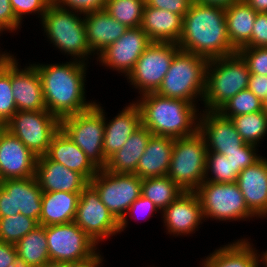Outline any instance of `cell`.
<instances>
[{
  "instance_id": "5",
  "label": "cell",
  "mask_w": 267,
  "mask_h": 267,
  "mask_svg": "<svg viewBox=\"0 0 267 267\" xmlns=\"http://www.w3.org/2000/svg\"><path fill=\"white\" fill-rule=\"evenodd\" d=\"M81 16L84 15L63 10L53 2L42 16L41 23L45 35L56 49L73 57L71 60L88 63V58L94 54L87 41L84 17Z\"/></svg>"
},
{
  "instance_id": "52",
  "label": "cell",
  "mask_w": 267,
  "mask_h": 267,
  "mask_svg": "<svg viewBox=\"0 0 267 267\" xmlns=\"http://www.w3.org/2000/svg\"><path fill=\"white\" fill-rule=\"evenodd\" d=\"M202 4L215 5L220 7H228L237 0H194Z\"/></svg>"
},
{
  "instance_id": "41",
  "label": "cell",
  "mask_w": 267,
  "mask_h": 267,
  "mask_svg": "<svg viewBox=\"0 0 267 267\" xmlns=\"http://www.w3.org/2000/svg\"><path fill=\"white\" fill-rule=\"evenodd\" d=\"M257 148L258 146L244 143L239 148V151L224 152V155L232 163L235 170L240 173L242 170L253 165L262 157L257 154Z\"/></svg>"
},
{
  "instance_id": "11",
  "label": "cell",
  "mask_w": 267,
  "mask_h": 267,
  "mask_svg": "<svg viewBox=\"0 0 267 267\" xmlns=\"http://www.w3.org/2000/svg\"><path fill=\"white\" fill-rule=\"evenodd\" d=\"M50 261L78 263L95 256V243L74 221L45 226Z\"/></svg>"
},
{
  "instance_id": "58",
  "label": "cell",
  "mask_w": 267,
  "mask_h": 267,
  "mask_svg": "<svg viewBox=\"0 0 267 267\" xmlns=\"http://www.w3.org/2000/svg\"><path fill=\"white\" fill-rule=\"evenodd\" d=\"M201 267H209L208 264L202 259Z\"/></svg>"
},
{
  "instance_id": "18",
  "label": "cell",
  "mask_w": 267,
  "mask_h": 267,
  "mask_svg": "<svg viewBox=\"0 0 267 267\" xmlns=\"http://www.w3.org/2000/svg\"><path fill=\"white\" fill-rule=\"evenodd\" d=\"M11 86L17 111L46 110L40 75L33 64L21 68L11 56Z\"/></svg>"
},
{
  "instance_id": "17",
  "label": "cell",
  "mask_w": 267,
  "mask_h": 267,
  "mask_svg": "<svg viewBox=\"0 0 267 267\" xmlns=\"http://www.w3.org/2000/svg\"><path fill=\"white\" fill-rule=\"evenodd\" d=\"M198 132L205 139L207 152L224 155V152L239 151L245 143L231 119L218 111H200Z\"/></svg>"
},
{
  "instance_id": "46",
  "label": "cell",
  "mask_w": 267,
  "mask_h": 267,
  "mask_svg": "<svg viewBox=\"0 0 267 267\" xmlns=\"http://www.w3.org/2000/svg\"><path fill=\"white\" fill-rule=\"evenodd\" d=\"M194 0H145L146 6L168 10L181 15L182 17L189 11Z\"/></svg>"
},
{
  "instance_id": "53",
  "label": "cell",
  "mask_w": 267,
  "mask_h": 267,
  "mask_svg": "<svg viewBox=\"0 0 267 267\" xmlns=\"http://www.w3.org/2000/svg\"><path fill=\"white\" fill-rule=\"evenodd\" d=\"M42 267H69V263L49 261L45 263Z\"/></svg>"
},
{
  "instance_id": "22",
  "label": "cell",
  "mask_w": 267,
  "mask_h": 267,
  "mask_svg": "<svg viewBox=\"0 0 267 267\" xmlns=\"http://www.w3.org/2000/svg\"><path fill=\"white\" fill-rule=\"evenodd\" d=\"M236 183L246 205L256 218H267V158L262 156L242 170Z\"/></svg>"
},
{
  "instance_id": "29",
  "label": "cell",
  "mask_w": 267,
  "mask_h": 267,
  "mask_svg": "<svg viewBox=\"0 0 267 267\" xmlns=\"http://www.w3.org/2000/svg\"><path fill=\"white\" fill-rule=\"evenodd\" d=\"M80 193L43 192L39 225L51 226L74 221Z\"/></svg>"
},
{
  "instance_id": "31",
  "label": "cell",
  "mask_w": 267,
  "mask_h": 267,
  "mask_svg": "<svg viewBox=\"0 0 267 267\" xmlns=\"http://www.w3.org/2000/svg\"><path fill=\"white\" fill-rule=\"evenodd\" d=\"M256 15L245 0H237L225 8L227 34L237 51L250 42Z\"/></svg>"
},
{
  "instance_id": "39",
  "label": "cell",
  "mask_w": 267,
  "mask_h": 267,
  "mask_svg": "<svg viewBox=\"0 0 267 267\" xmlns=\"http://www.w3.org/2000/svg\"><path fill=\"white\" fill-rule=\"evenodd\" d=\"M238 175L239 173L225 155L207 152L204 181L215 183L236 182Z\"/></svg>"
},
{
  "instance_id": "9",
  "label": "cell",
  "mask_w": 267,
  "mask_h": 267,
  "mask_svg": "<svg viewBox=\"0 0 267 267\" xmlns=\"http://www.w3.org/2000/svg\"><path fill=\"white\" fill-rule=\"evenodd\" d=\"M61 129L98 169L106 167L108 160L103 151L104 112L95 104L84 112L62 118Z\"/></svg>"
},
{
  "instance_id": "38",
  "label": "cell",
  "mask_w": 267,
  "mask_h": 267,
  "mask_svg": "<svg viewBox=\"0 0 267 267\" xmlns=\"http://www.w3.org/2000/svg\"><path fill=\"white\" fill-rule=\"evenodd\" d=\"M222 116L231 118L238 115L263 111V101L246 89L230 98L217 110Z\"/></svg>"
},
{
  "instance_id": "3",
  "label": "cell",
  "mask_w": 267,
  "mask_h": 267,
  "mask_svg": "<svg viewBox=\"0 0 267 267\" xmlns=\"http://www.w3.org/2000/svg\"><path fill=\"white\" fill-rule=\"evenodd\" d=\"M139 98L134 102L140 109L142 126L153 135L176 139L198 132L200 112L197 104L164 97L156 92L143 94Z\"/></svg>"
},
{
  "instance_id": "12",
  "label": "cell",
  "mask_w": 267,
  "mask_h": 267,
  "mask_svg": "<svg viewBox=\"0 0 267 267\" xmlns=\"http://www.w3.org/2000/svg\"><path fill=\"white\" fill-rule=\"evenodd\" d=\"M89 183L98 192L101 202L118 221L141 196L142 179L136 174L112 173L99 169Z\"/></svg>"
},
{
  "instance_id": "26",
  "label": "cell",
  "mask_w": 267,
  "mask_h": 267,
  "mask_svg": "<svg viewBox=\"0 0 267 267\" xmlns=\"http://www.w3.org/2000/svg\"><path fill=\"white\" fill-rule=\"evenodd\" d=\"M140 27L152 42L177 44L183 31V17L168 10L145 5Z\"/></svg>"
},
{
  "instance_id": "21",
  "label": "cell",
  "mask_w": 267,
  "mask_h": 267,
  "mask_svg": "<svg viewBox=\"0 0 267 267\" xmlns=\"http://www.w3.org/2000/svg\"><path fill=\"white\" fill-rule=\"evenodd\" d=\"M35 178L43 192L81 193L89 184L82 174L50 160L46 155L37 157Z\"/></svg>"
},
{
  "instance_id": "57",
  "label": "cell",
  "mask_w": 267,
  "mask_h": 267,
  "mask_svg": "<svg viewBox=\"0 0 267 267\" xmlns=\"http://www.w3.org/2000/svg\"><path fill=\"white\" fill-rule=\"evenodd\" d=\"M263 110L267 114V97L263 101Z\"/></svg>"
},
{
  "instance_id": "8",
  "label": "cell",
  "mask_w": 267,
  "mask_h": 267,
  "mask_svg": "<svg viewBox=\"0 0 267 267\" xmlns=\"http://www.w3.org/2000/svg\"><path fill=\"white\" fill-rule=\"evenodd\" d=\"M206 219L220 221H241L256 216L249 210L236 182L215 183L203 181L194 191Z\"/></svg>"
},
{
  "instance_id": "2",
  "label": "cell",
  "mask_w": 267,
  "mask_h": 267,
  "mask_svg": "<svg viewBox=\"0 0 267 267\" xmlns=\"http://www.w3.org/2000/svg\"><path fill=\"white\" fill-rule=\"evenodd\" d=\"M41 78L46 110L59 118L90 109L94 102L86 101L87 63L69 61L59 64H33Z\"/></svg>"
},
{
  "instance_id": "7",
  "label": "cell",
  "mask_w": 267,
  "mask_h": 267,
  "mask_svg": "<svg viewBox=\"0 0 267 267\" xmlns=\"http://www.w3.org/2000/svg\"><path fill=\"white\" fill-rule=\"evenodd\" d=\"M206 156L205 139L199 132L174 139L167 176L183 191L194 192L205 180Z\"/></svg>"
},
{
  "instance_id": "59",
  "label": "cell",
  "mask_w": 267,
  "mask_h": 267,
  "mask_svg": "<svg viewBox=\"0 0 267 267\" xmlns=\"http://www.w3.org/2000/svg\"><path fill=\"white\" fill-rule=\"evenodd\" d=\"M2 182H3V178H2V176L0 174V186H1Z\"/></svg>"
},
{
  "instance_id": "20",
  "label": "cell",
  "mask_w": 267,
  "mask_h": 267,
  "mask_svg": "<svg viewBox=\"0 0 267 267\" xmlns=\"http://www.w3.org/2000/svg\"><path fill=\"white\" fill-rule=\"evenodd\" d=\"M37 156L7 129L0 136V174L3 180L34 177Z\"/></svg>"
},
{
  "instance_id": "10",
  "label": "cell",
  "mask_w": 267,
  "mask_h": 267,
  "mask_svg": "<svg viewBox=\"0 0 267 267\" xmlns=\"http://www.w3.org/2000/svg\"><path fill=\"white\" fill-rule=\"evenodd\" d=\"M60 128L61 120L47 110L17 111L6 123V129L37 157L46 155Z\"/></svg>"
},
{
  "instance_id": "55",
  "label": "cell",
  "mask_w": 267,
  "mask_h": 267,
  "mask_svg": "<svg viewBox=\"0 0 267 267\" xmlns=\"http://www.w3.org/2000/svg\"><path fill=\"white\" fill-rule=\"evenodd\" d=\"M3 33V31L0 29V34ZM0 55L5 58V57H9L12 56V54L8 53V52H0Z\"/></svg>"
},
{
  "instance_id": "42",
  "label": "cell",
  "mask_w": 267,
  "mask_h": 267,
  "mask_svg": "<svg viewBox=\"0 0 267 267\" xmlns=\"http://www.w3.org/2000/svg\"><path fill=\"white\" fill-rule=\"evenodd\" d=\"M53 0H10L16 19L22 23L23 15L38 14L40 21Z\"/></svg>"
},
{
  "instance_id": "25",
  "label": "cell",
  "mask_w": 267,
  "mask_h": 267,
  "mask_svg": "<svg viewBox=\"0 0 267 267\" xmlns=\"http://www.w3.org/2000/svg\"><path fill=\"white\" fill-rule=\"evenodd\" d=\"M84 24L90 50L97 56L122 37L128 29L111 17L106 10L85 14Z\"/></svg>"
},
{
  "instance_id": "27",
  "label": "cell",
  "mask_w": 267,
  "mask_h": 267,
  "mask_svg": "<svg viewBox=\"0 0 267 267\" xmlns=\"http://www.w3.org/2000/svg\"><path fill=\"white\" fill-rule=\"evenodd\" d=\"M174 138L151 135L134 174L141 179L167 175Z\"/></svg>"
},
{
  "instance_id": "50",
  "label": "cell",
  "mask_w": 267,
  "mask_h": 267,
  "mask_svg": "<svg viewBox=\"0 0 267 267\" xmlns=\"http://www.w3.org/2000/svg\"><path fill=\"white\" fill-rule=\"evenodd\" d=\"M103 259L104 258L98 252L95 256L86 261L78 263H69V267H101Z\"/></svg>"
},
{
  "instance_id": "47",
  "label": "cell",
  "mask_w": 267,
  "mask_h": 267,
  "mask_svg": "<svg viewBox=\"0 0 267 267\" xmlns=\"http://www.w3.org/2000/svg\"><path fill=\"white\" fill-rule=\"evenodd\" d=\"M21 23L16 19L10 0H0V29L14 32L20 29Z\"/></svg>"
},
{
  "instance_id": "23",
  "label": "cell",
  "mask_w": 267,
  "mask_h": 267,
  "mask_svg": "<svg viewBox=\"0 0 267 267\" xmlns=\"http://www.w3.org/2000/svg\"><path fill=\"white\" fill-rule=\"evenodd\" d=\"M129 104L108 122L105 117V110L101 104H97L95 101V105L104 112L105 130L103 151L107 160L122 148L131 134L142 126L141 113L138 105L135 102H130Z\"/></svg>"
},
{
  "instance_id": "48",
  "label": "cell",
  "mask_w": 267,
  "mask_h": 267,
  "mask_svg": "<svg viewBox=\"0 0 267 267\" xmlns=\"http://www.w3.org/2000/svg\"><path fill=\"white\" fill-rule=\"evenodd\" d=\"M0 267H23L15 244L0 241Z\"/></svg>"
},
{
  "instance_id": "32",
  "label": "cell",
  "mask_w": 267,
  "mask_h": 267,
  "mask_svg": "<svg viewBox=\"0 0 267 267\" xmlns=\"http://www.w3.org/2000/svg\"><path fill=\"white\" fill-rule=\"evenodd\" d=\"M23 267H42L50 261L45 226L38 225L16 244Z\"/></svg>"
},
{
  "instance_id": "43",
  "label": "cell",
  "mask_w": 267,
  "mask_h": 267,
  "mask_svg": "<svg viewBox=\"0 0 267 267\" xmlns=\"http://www.w3.org/2000/svg\"><path fill=\"white\" fill-rule=\"evenodd\" d=\"M61 9L80 13L82 15L105 10L107 0H53Z\"/></svg>"
},
{
  "instance_id": "13",
  "label": "cell",
  "mask_w": 267,
  "mask_h": 267,
  "mask_svg": "<svg viewBox=\"0 0 267 267\" xmlns=\"http://www.w3.org/2000/svg\"><path fill=\"white\" fill-rule=\"evenodd\" d=\"M179 49L175 43L152 42L144 50L126 77L130 85L138 89L140 96L158 90Z\"/></svg>"
},
{
  "instance_id": "24",
  "label": "cell",
  "mask_w": 267,
  "mask_h": 267,
  "mask_svg": "<svg viewBox=\"0 0 267 267\" xmlns=\"http://www.w3.org/2000/svg\"><path fill=\"white\" fill-rule=\"evenodd\" d=\"M46 156L68 169L79 172L90 181L98 172V168L86 156L85 152L76 145L60 128L53 136Z\"/></svg>"
},
{
  "instance_id": "34",
  "label": "cell",
  "mask_w": 267,
  "mask_h": 267,
  "mask_svg": "<svg viewBox=\"0 0 267 267\" xmlns=\"http://www.w3.org/2000/svg\"><path fill=\"white\" fill-rule=\"evenodd\" d=\"M239 135L247 144L259 146L267 134V114L258 111L250 114L238 115L230 118Z\"/></svg>"
},
{
  "instance_id": "4",
  "label": "cell",
  "mask_w": 267,
  "mask_h": 267,
  "mask_svg": "<svg viewBox=\"0 0 267 267\" xmlns=\"http://www.w3.org/2000/svg\"><path fill=\"white\" fill-rule=\"evenodd\" d=\"M250 74L238 53L208 60L203 95L205 110L217 111L230 98L246 90Z\"/></svg>"
},
{
  "instance_id": "28",
  "label": "cell",
  "mask_w": 267,
  "mask_h": 267,
  "mask_svg": "<svg viewBox=\"0 0 267 267\" xmlns=\"http://www.w3.org/2000/svg\"><path fill=\"white\" fill-rule=\"evenodd\" d=\"M248 239H239L221 246L208 255L204 261L209 267H259L261 254ZM260 257V258H259Z\"/></svg>"
},
{
  "instance_id": "14",
  "label": "cell",
  "mask_w": 267,
  "mask_h": 267,
  "mask_svg": "<svg viewBox=\"0 0 267 267\" xmlns=\"http://www.w3.org/2000/svg\"><path fill=\"white\" fill-rule=\"evenodd\" d=\"M74 222L97 244L120 233L119 221L90 183L80 193Z\"/></svg>"
},
{
  "instance_id": "51",
  "label": "cell",
  "mask_w": 267,
  "mask_h": 267,
  "mask_svg": "<svg viewBox=\"0 0 267 267\" xmlns=\"http://www.w3.org/2000/svg\"><path fill=\"white\" fill-rule=\"evenodd\" d=\"M257 13H267V0H245Z\"/></svg>"
},
{
  "instance_id": "15",
  "label": "cell",
  "mask_w": 267,
  "mask_h": 267,
  "mask_svg": "<svg viewBox=\"0 0 267 267\" xmlns=\"http://www.w3.org/2000/svg\"><path fill=\"white\" fill-rule=\"evenodd\" d=\"M42 193L35 176L3 180L0 186V217L21 213L39 223Z\"/></svg>"
},
{
  "instance_id": "45",
  "label": "cell",
  "mask_w": 267,
  "mask_h": 267,
  "mask_svg": "<svg viewBox=\"0 0 267 267\" xmlns=\"http://www.w3.org/2000/svg\"><path fill=\"white\" fill-rule=\"evenodd\" d=\"M245 47H267V13H257L251 40Z\"/></svg>"
},
{
  "instance_id": "56",
  "label": "cell",
  "mask_w": 267,
  "mask_h": 267,
  "mask_svg": "<svg viewBox=\"0 0 267 267\" xmlns=\"http://www.w3.org/2000/svg\"><path fill=\"white\" fill-rule=\"evenodd\" d=\"M5 129H6V124L0 122V136L2 135Z\"/></svg>"
},
{
  "instance_id": "49",
  "label": "cell",
  "mask_w": 267,
  "mask_h": 267,
  "mask_svg": "<svg viewBox=\"0 0 267 267\" xmlns=\"http://www.w3.org/2000/svg\"><path fill=\"white\" fill-rule=\"evenodd\" d=\"M247 89L264 101L267 97V76L250 74Z\"/></svg>"
},
{
  "instance_id": "54",
  "label": "cell",
  "mask_w": 267,
  "mask_h": 267,
  "mask_svg": "<svg viewBox=\"0 0 267 267\" xmlns=\"http://www.w3.org/2000/svg\"><path fill=\"white\" fill-rule=\"evenodd\" d=\"M262 255V262H264L267 265V250L265 252H261Z\"/></svg>"
},
{
  "instance_id": "40",
  "label": "cell",
  "mask_w": 267,
  "mask_h": 267,
  "mask_svg": "<svg viewBox=\"0 0 267 267\" xmlns=\"http://www.w3.org/2000/svg\"><path fill=\"white\" fill-rule=\"evenodd\" d=\"M237 53L246 62L251 74L267 76V47H242Z\"/></svg>"
},
{
  "instance_id": "16",
  "label": "cell",
  "mask_w": 267,
  "mask_h": 267,
  "mask_svg": "<svg viewBox=\"0 0 267 267\" xmlns=\"http://www.w3.org/2000/svg\"><path fill=\"white\" fill-rule=\"evenodd\" d=\"M151 43L149 36L141 27L128 28L122 37L109 45L95 59L102 66L121 72L127 77Z\"/></svg>"
},
{
  "instance_id": "33",
  "label": "cell",
  "mask_w": 267,
  "mask_h": 267,
  "mask_svg": "<svg viewBox=\"0 0 267 267\" xmlns=\"http://www.w3.org/2000/svg\"><path fill=\"white\" fill-rule=\"evenodd\" d=\"M184 191L167 175L142 179L141 195L163 211Z\"/></svg>"
},
{
  "instance_id": "6",
  "label": "cell",
  "mask_w": 267,
  "mask_h": 267,
  "mask_svg": "<svg viewBox=\"0 0 267 267\" xmlns=\"http://www.w3.org/2000/svg\"><path fill=\"white\" fill-rule=\"evenodd\" d=\"M207 64V59L179 49L156 93L192 104L203 101Z\"/></svg>"
},
{
  "instance_id": "37",
  "label": "cell",
  "mask_w": 267,
  "mask_h": 267,
  "mask_svg": "<svg viewBox=\"0 0 267 267\" xmlns=\"http://www.w3.org/2000/svg\"><path fill=\"white\" fill-rule=\"evenodd\" d=\"M17 112L11 86V56L0 61V122L6 124Z\"/></svg>"
},
{
  "instance_id": "19",
  "label": "cell",
  "mask_w": 267,
  "mask_h": 267,
  "mask_svg": "<svg viewBox=\"0 0 267 267\" xmlns=\"http://www.w3.org/2000/svg\"><path fill=\"white\" fill-rule=\"evenodd\" d=\"M161 213L167 233L174 236L194 234L204 220L200 200L195 192L184 191Z\"/></svg>"
},
{
  "instance_id": "30",
  "label": "cell",
  "mask_w": 267,
  "mask_h": 267,
  "mask_svg": "<svg viewBox=\"0 0 267 267\" xmlns=\"http://www.w3.org/2000/svg\"><path fill=\"white\" fill-rule=\"evenodd\" d=\"M151 135L146 127L138 128L122 148L108 159L104 169L112 173L134 174Z\"/></svg>"
},
{
  "instance_id": "36",
  "label": "cell",
  "mask_w": 267,
  "mask_h": 267,
  "mask_svg": "<svg viewBox=\"0 0 267 267\" xmlns=\"http://www.w3.org/2000/svg\"><path fill=\"white\" fill-rule=\"evenodd\" d=\"M39 224L23 214L0 217V241L16 244Z\"/></svg>"
},
{
  "instance_id": "35",
  "label": "cell",
  "mask_w": 267,
  "mask_h": 267,
  "mask_svg": "<svg viewBox=\"0 0 267 267\" xmlns=\"http://www.w3.org/2000/svg\"><path fill=\"white\" fill-rule=\"evenodd\" d=\"M145 0H107L105 10L127 28L140 27Z\"/></svg>"
},
{
  "instance_id": "44",
  "label": "cell",
  "mask_w": 267,
  "mask_h": 267,
  "mask_svg": "<svg viewBox=\"0 0 267 267\" xmlns=\"http://www.w3.org/2000/svg\"><path fill=\"white\" fill-rule=\"evenodd\" d=\"M157 206L150 200L145 198L144 196H140L137 198L131 206L128 208L125 216L119 221V227H120V233L125 230V228L128 225V217L127 215L129 214L131 217L135 216L134 218L138 217L137 215H143L146 216L144 219L151 215H154L153 213L158 212ZM134 213V214H133ZM142 216V217H143Z\"/></svg>"
},
{
  "instance_id": "1",
  "label": "cell",
  "mask_w": 267,
  "mask_h": 267,
  "mask_svg": "<svg viewBox=\"0 0 267 267\" xmlns=\"http://www.w3.org/2000/svg\"><path fill=\"white\" fill-rule=\"evenodd\" d=\"M177 44L180 50L207 60L237 53L227 34L225 8L197 1L183 16V31Z\"/></svg>"
}]
</instances>
